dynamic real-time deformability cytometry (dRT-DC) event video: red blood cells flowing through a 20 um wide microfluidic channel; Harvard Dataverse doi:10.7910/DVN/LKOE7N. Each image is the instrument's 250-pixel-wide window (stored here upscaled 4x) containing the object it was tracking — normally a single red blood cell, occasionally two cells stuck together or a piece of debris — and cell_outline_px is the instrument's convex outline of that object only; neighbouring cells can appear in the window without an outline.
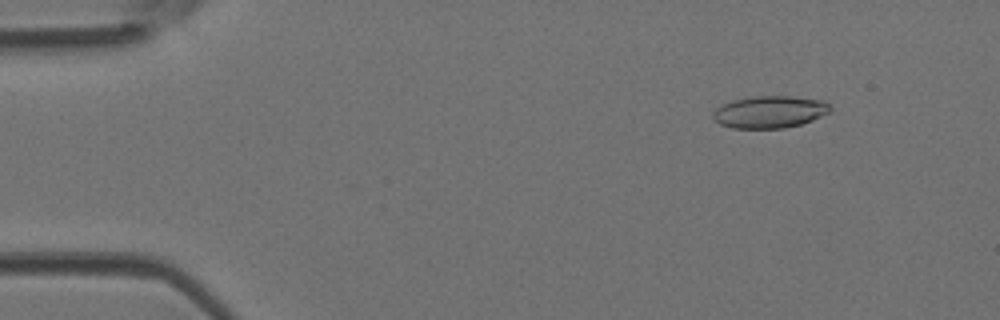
{"species": "Egyptian fruit bat (a non-hibernating species)", "species_latin": "Rousettus aegyptiacus", "temperature_condition": "room temperature", "stored_images_in_passage": 48, "camera_frame_rate_fps": 3000, "um_per_image_px": 0.085, "animal": {"sex": "female"}, "frame": {"image": 1, "passage_image": 6, "time_ms": 1.667, "image_size_px": [1000, 320], "cell_outline_px": [[832, 108], [828, 112], [812, 120], [800, 124], [784, 128], [732, 128], [720, 124], [712, 116], [712, 112], [716, 108], [732, 100], [752, 96], [792, 96], [824, 100]], "centroid_in_image_um": [65.41, 9.5], "position_along_channel_um": 19.6, "area_um2": 21.91}}
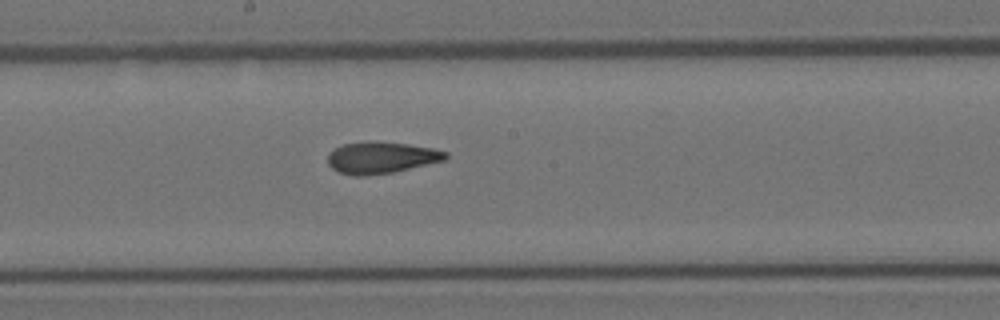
{"frame": {"image": 2, "passage_image": 26, "time_ms": 8.333, "image_size_px": [1000, 320], "cell_outline_px": [[448, 156], [444, 160], [392, 172], [364, 176], [352, 176], [340, 172], [332, 168], [328, 164], [328, 152], [344, 144], [372, 140], [408, 144], [432, 148], [448, 152]], "centroid_in_image_um": [32.38, 13.39], "position_along_channel_um": 215.8, "area_um2": 21.68}}
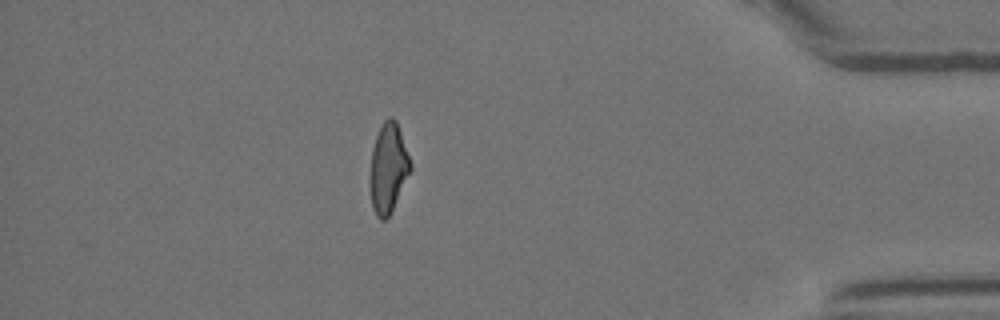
{"frame": {"image": 3, "passage_image": 42, "time_ms": 13.667, "image_size_px": [1000, 320], "cell_outline_px": [[412, 168], [388, 216], [384, 220], [380, 220], [376, 216], [372, 208], [372, 148], [380, 124], [388, 116], [392, 116], [396, 120], [412, 164]], "centroid_in_image_um": [33.02, 14.22], "position_along_channel_um": 402.2, "area_um2": 20.4}, "authors_computed_cell_mechanics": {"area_um2": 21.8195, "velocity_mm_per_s": 4.285, "shape_relaxation_time_tau1_ms": null, "shape_relaxation_time_tau2_ms": 2.2692, "deformation_change_tau1": null, "deformation_change_tau2": 0.0989}}